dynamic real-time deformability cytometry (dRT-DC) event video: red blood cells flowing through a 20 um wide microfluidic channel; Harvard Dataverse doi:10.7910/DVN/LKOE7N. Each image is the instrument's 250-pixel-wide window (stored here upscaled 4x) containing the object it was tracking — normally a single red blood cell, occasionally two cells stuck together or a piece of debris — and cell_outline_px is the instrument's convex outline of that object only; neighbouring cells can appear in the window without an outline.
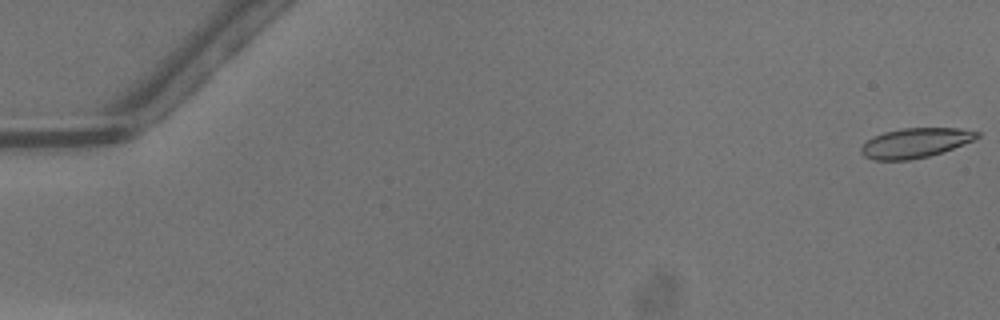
{"species": "common noctule bat (a hibernating species)", "species_latin": "Nyctalus noctula", "temperature_condition": "warm", "stored_images_in_passage": 50, "camera_frame_rate_fps": 3000, "um_per_image_px": 0.085, "animal": {"sex": "male", "body_mass_g": 13.3}, "frame": {"image": 1, "passage_image": 1, "time_ms": 0.0, "image_size_px": [1000, 320], "cell_outline_px": [[980, 136], [964, 144], [928, 156], [908, 160], [876, 160], [864, 156], [860, 152], [860, 148], [868, 140], [884, 132], [904, 128], [960, 128], [980, 132]], "centroid_in_image_um": [77.8, 12.14], "position_along_channel_um": 7.2, "area_um2": 19.77}}
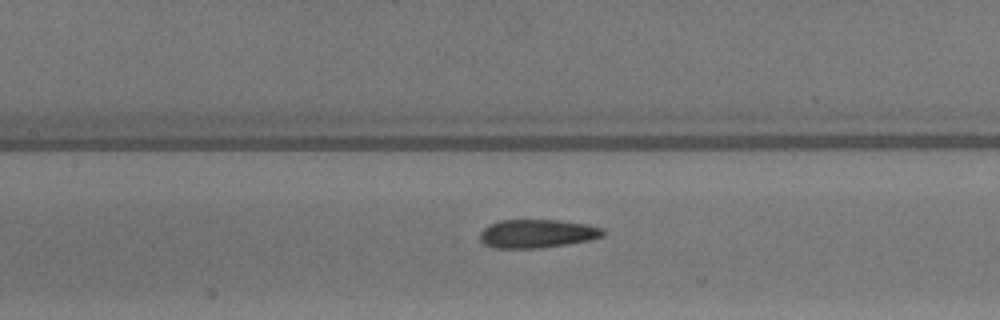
{"frame": {"image": 2, "passage_image": 24, "time_ms": 7.667, "image_size_px": [1000, 320], "cell_outline_px": [[604, 236], [588, 240], [564, 244], [536, 248], [492, 248], [484, 244], [480, 240], [480, 232], [488, 224], [500, 220], [560, 220], [588, 224], [604, 228]], "centroid_in_image_um": [45.63, 19.85], "position_along_channel_um": 161.8, "area_um2": 20.46}}
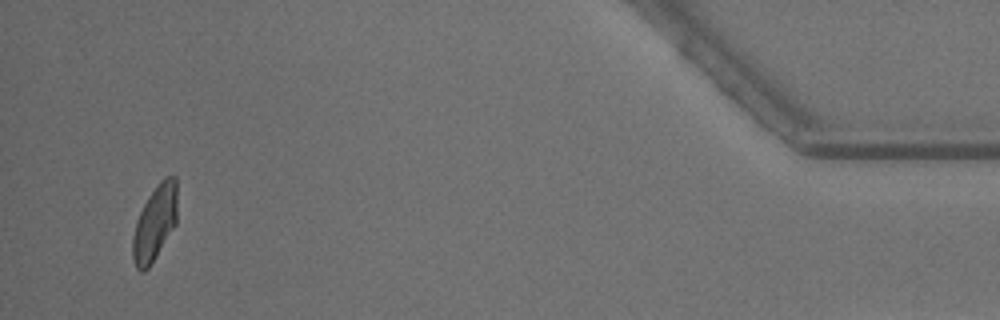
{"frame": {"image": 3, "passage_image": 48, "time_ms": 15.667, "image_size_px": [1000, 320], "cell_outline_px": [[176, 224], [148, 268], [144, 272], [140, 272], [136, 268], [132, 256], [132, 236], [136, 220], [148, 196], [156, 184], [164, 176], [176, 176]], "centroid_in_image_um": [13.14, 18.94], "position_along_channel_um": 422.1, "area_um2": 19.54}, "authors_computed_cell_mechanics": {"area_um2": 20.4612, "velocity_mm_per_s": 4.2426, "shape_relaxation_time_tau1_ms": 5.8229, "shape_relaxation_time_tau2_ms": 1.1786, "deformation_change_tau1": 0.1793, "deformation_change_tau2": 0.0883}}